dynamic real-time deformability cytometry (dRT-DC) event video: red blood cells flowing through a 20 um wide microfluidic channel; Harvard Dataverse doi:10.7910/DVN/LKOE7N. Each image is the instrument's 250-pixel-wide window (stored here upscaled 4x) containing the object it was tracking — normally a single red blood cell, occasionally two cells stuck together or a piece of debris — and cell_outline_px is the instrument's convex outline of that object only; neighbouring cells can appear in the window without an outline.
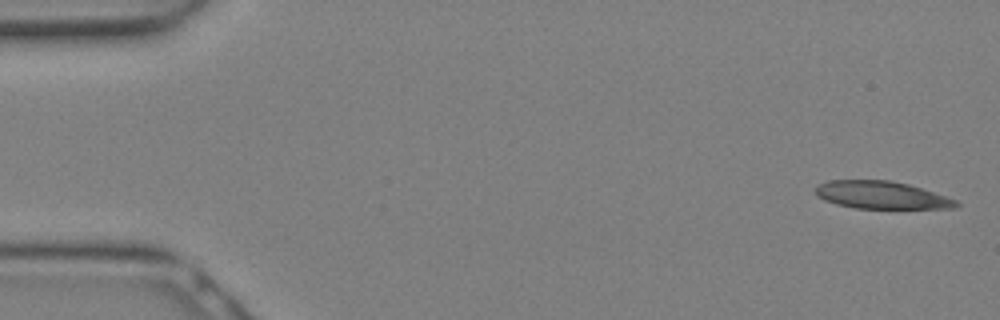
{"species": "Egyptian fruit bat (a non-hibernating species)", "species_latin": "Rousettus aegyptiacus", "temperature_condition": "warm", "stored_images_in_passage": 12, "camera_frame_rate_fps": 3000, "um_per_image_px": 0.085, "animal": {"sex": "female"}, "frame": {"image": 1, "passage_image": 1, "time_ms": 0.0, "image_size_px": [1000, 320], "cell_outline_px": [[960, 204], [956, 208], [856, 208], [836, 204], [824, 200], [816, 196], [816, 188], [820, 184], [828, 180], [892, 180], [908, 184], [956, 200]], "centroid_in_image_um": [74.89, 16.58], "position_along_channel_um": 10.1, "area_um2": 22.37}}
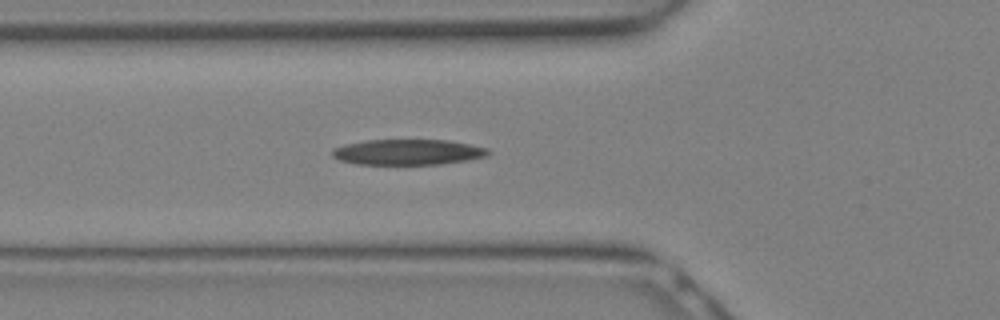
{"frame": {"image": 2, "passage_image": 10, "time_ms": 3.0, "image_size_px": [1000, 320], "cell_outline_px": [[492, 152], [484, 156], [468, 160], [440, 164], [356, 164], [340, 160], [332, 156], [332, 152], [336, 148], [348, 144], [364, 140], [448, 140], [488, 148]], "centroid_in_image_um": [34.69, 12.93], "position_along_channel_um": 91.1, "area_um2": 23.0}}
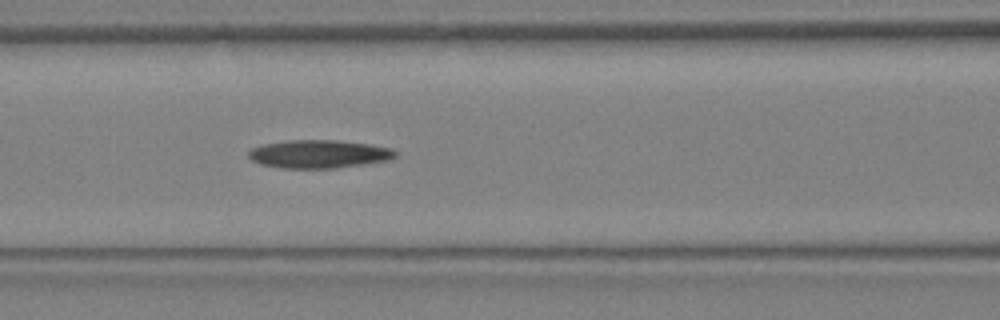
{"frame": {"image": 3, "passage_image": 12, "time_ms": 3.667, "image_size_px": [1000, 320], "cell_outline_px": [[396, 156], [388, 160], [336, 168], [280, 168], [260, 164], [252, 160], [248, 156], [248, 152], [252, 148], [264, 144], [288, 140], [336, 140], [368, 144], [392, 148], [396, 152]], "centroid_in_image_um": [27.08, 13.09], "position_along_channel_um": 139.5, "area_um2": 23.99}}